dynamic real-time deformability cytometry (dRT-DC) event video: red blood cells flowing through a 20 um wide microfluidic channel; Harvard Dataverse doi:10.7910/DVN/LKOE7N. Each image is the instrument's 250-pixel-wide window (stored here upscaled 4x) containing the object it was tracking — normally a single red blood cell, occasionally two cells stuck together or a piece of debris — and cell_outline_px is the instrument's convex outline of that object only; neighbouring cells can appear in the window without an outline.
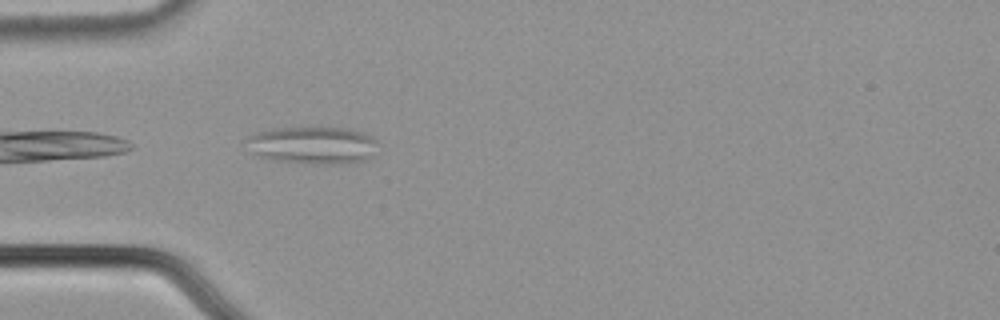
{"species": "common noctule bat (a hibernating species)", "species_latin": "Nyctalus noctula", "temperature_condition": "cold", "stored_images_in_passage": 5, "camera_frame_rate_fps": 3000, "um_per_image_px": 0.085, "animal": {"sex": "male", "body_mass_g": 21.5, "forearm_length_mm": 52.0}, "frame": {"image": 1, "passage_image": 1, "time_ms": 0.0, "image_size_px": [1000, 320], "cell_outline_px": [[380, 144], [372, 156], [364, 160], [344, 164], [304, 164], [268, 160], [256, 156], [252, 152], [248, 140], [256, 132], [272, 128], [348, 128], [372, 136]], "centroid_in_image_um": [26.62, 12.37], "position_along_channel_um": 58.4, "area_um2": 28.96}}